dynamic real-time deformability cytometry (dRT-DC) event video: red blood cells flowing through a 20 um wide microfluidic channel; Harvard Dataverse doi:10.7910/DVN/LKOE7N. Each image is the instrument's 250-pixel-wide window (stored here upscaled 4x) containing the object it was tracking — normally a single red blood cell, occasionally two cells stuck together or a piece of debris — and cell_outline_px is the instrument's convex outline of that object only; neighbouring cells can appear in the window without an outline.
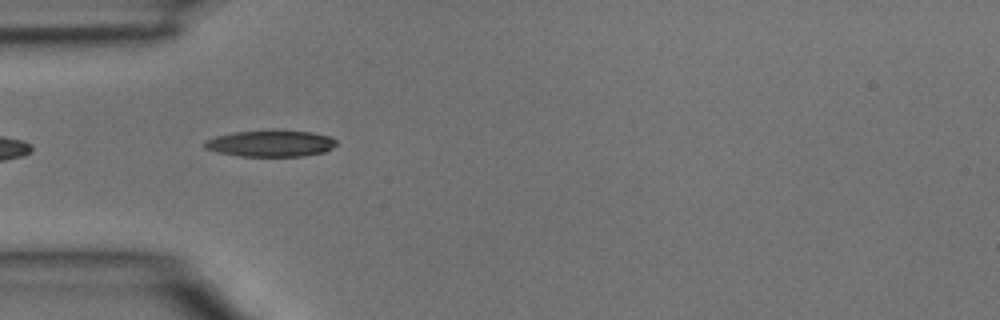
{"species": "common noctule bat (a hibernating species)", "species_latin": "Nyctalus noctula", "temperature_condition": "room temperature", "stored_images_in_passage": 4, "camera_frame_rate_fps": 3000, "um_per_image_px": 0.085, "animal": {"sex": "male", "body_mass_g": 15.6}, "frame": {"image": 1, "passage_image": 4, "time_ms": 1.0, "image_size_px": [1000, 320], "cell_outline_px": [[336, 144], [332, 148], [324, 152], [304, 156], [240, 156], [220, 152], [204, 148], [204, 144], [208, 140], [216, 136], [236, 132], [312, 132], [332, 136], [336, 140]], "centroid_in_image_um": [23.06, 12.22], "position_along_channel_um": 61.9, "area_um2": 19.59}}